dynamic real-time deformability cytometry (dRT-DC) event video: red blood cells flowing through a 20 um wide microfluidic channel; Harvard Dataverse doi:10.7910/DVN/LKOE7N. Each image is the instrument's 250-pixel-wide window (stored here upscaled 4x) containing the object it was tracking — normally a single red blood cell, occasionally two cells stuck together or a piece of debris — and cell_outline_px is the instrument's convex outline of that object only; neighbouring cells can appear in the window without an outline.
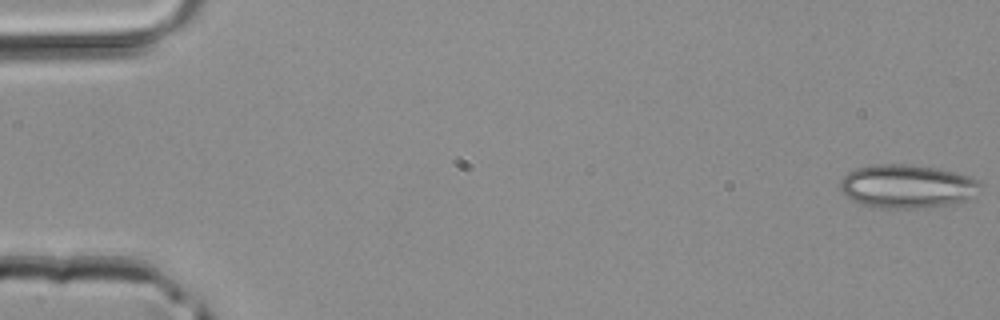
{"species": "common noctule bat (a hibernating species)", "species_latin": "Nyctalus noctula", "temperature_condition": "room temperature", "stored_images_in_passage": 8, "camera_frame_rate_fps": 3000, "um_per_image_px": 0.085, "animal": {"sex": "male", "body_mass_g": 20.4}, "frame": {"image": 1, "passage_image": 1, "time_ms": 0.0, "image_size_px": [1000, 320], "cell_outline_px": [[984, 188], [976, 196], [956, 204], [916, 208], [880, 208], [864, 204], [852, 200], [844, 196], [840, 188], [840, 180], [848, 172], [856, 168], [872, 164], [904, 164], [936, 168], [956, 172], [972, 176]], "centroid_in_image_um": [77.15, 15.84], "position_along_channel_um": 7.9, "area_um2": 36.01}}